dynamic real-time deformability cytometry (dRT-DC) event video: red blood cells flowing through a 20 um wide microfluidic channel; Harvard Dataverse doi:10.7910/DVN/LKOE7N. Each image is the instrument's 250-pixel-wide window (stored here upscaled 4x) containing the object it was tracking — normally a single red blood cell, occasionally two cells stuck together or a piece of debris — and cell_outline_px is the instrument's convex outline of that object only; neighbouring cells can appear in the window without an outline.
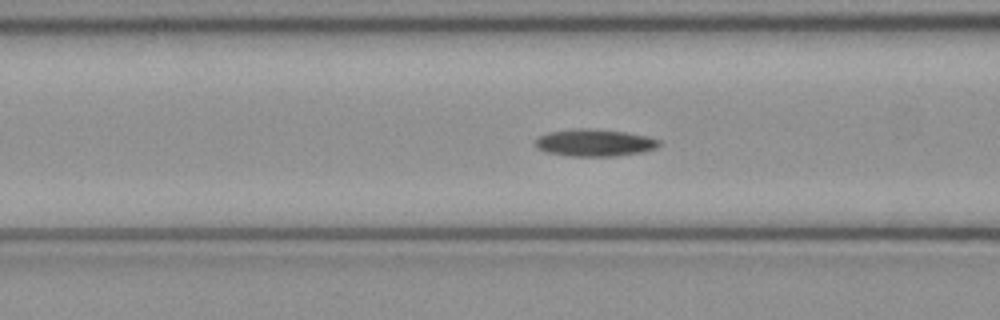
{"species": "common noctule bat (a hibernating species)", "species_latin": "Nyctalus noctula", "temperature_condition": "cold", "stored_images_in_passage": 51, "camera_frame_rate_fps": 3000, "um_per_image_px": 0.085, "animal": {"sex": "female", "body_mass_g": 21.9}, "frame": {"image": 1, "passage_image": 19, "time_ms": 6.0, "image_size_px": [1000, 320], "cell_outline_px": [[660, 144], [656, 148], [644, 152], [616, 156], [568, 156], [548, 152], [536, 148], [536, 140], [540, 136], [548, 132], [572, 128], [588, 128], [628, 132], [648, 136], [660, 140]], "centroid_in_image_um": [50.57, 12.12], "position_along_channel_um": 116.0, "area_um2": 19.77}}
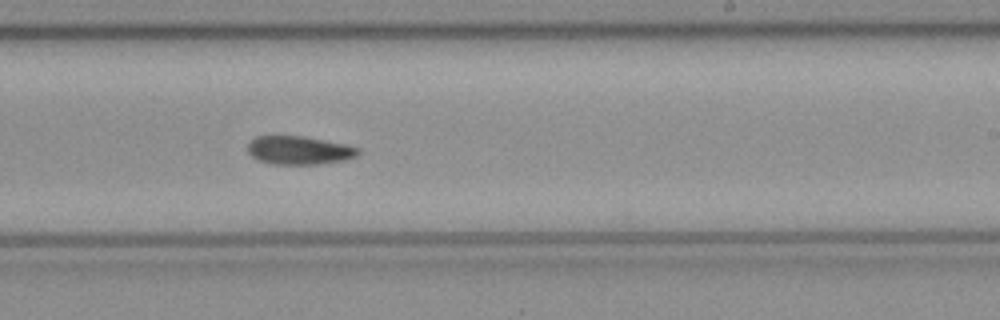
{"frame": {"image": 2, "passage_image": 30, "time_ms": 9.667, "image_size_px": [1000, 320], "cell_outline_px": [[360, 152], [356, 156], [344, 160], [316, 164], [272, 164], [260, 160], [252, 156], [248, 152], [248, 144], [256, 136], [300, 136], [344, 144], [360, 148]], "centroid_in_image_um": [25.42, 12.78], "position_along_channel_um": 263.6, "area_um2": 17.98}}
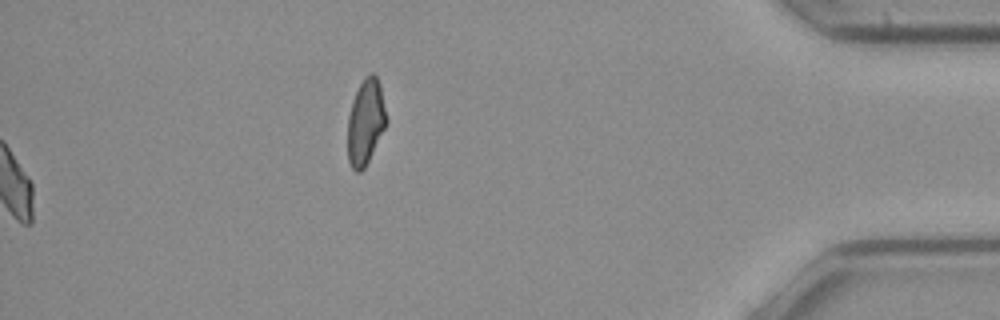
{"frame": {"image": 3, "passage_image": 51, "time_ms": 16.667, "image_size_px": [1000, 320], "cell_outline_px": [[388, 120], [364, 168], [360, 172], [356, 172], [352, 168], [348, 160], [348, 116], [352, 100], [360, 84], [368, 72], [372, 72], [376, 76], [380, 84]], "centroid_in_image_um": [31.07, 10.33], "position_along_channel_um": 404.1, "area_um2": 19.13}}